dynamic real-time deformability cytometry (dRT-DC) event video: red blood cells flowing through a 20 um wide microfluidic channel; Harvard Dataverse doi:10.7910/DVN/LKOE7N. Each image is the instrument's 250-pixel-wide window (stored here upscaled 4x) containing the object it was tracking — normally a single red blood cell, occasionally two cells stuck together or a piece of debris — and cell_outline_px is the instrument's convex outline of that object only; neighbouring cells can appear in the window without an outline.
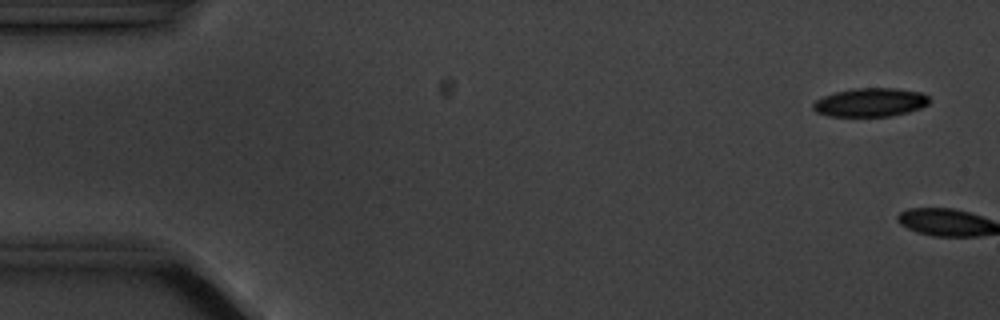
{"species": "common noctule bat (a hibernating species)", "species_latin": "Nyctalus noctula", "temperature_condition": "cold", "stored_images_in_passage": 6, "camera_frame_rate_fps": 3000, "um_per_image_px": 0.085, "animal": {"sex": "male", "body_mass_g": 20.1, "forearm_length_mm": 53.5}, "frame": {"image": 1, "passage_image": 1, "time_ms": 0.0, "image_size_px": [1000, 320], "cell_outline_px": [[928, 104], [920, 108], [908, 112], [892, 116], [828, 116], [816, 112], [812, 108], [812, 104], [816, 100], [824, 96], [836, 92], [852, 88], [896, 88], [920, 92], [928, 96]], "centroid_in_image_um": [73.96, 8.7], "position_along_channel_um": 11.0, "area_um2": 19.36}}
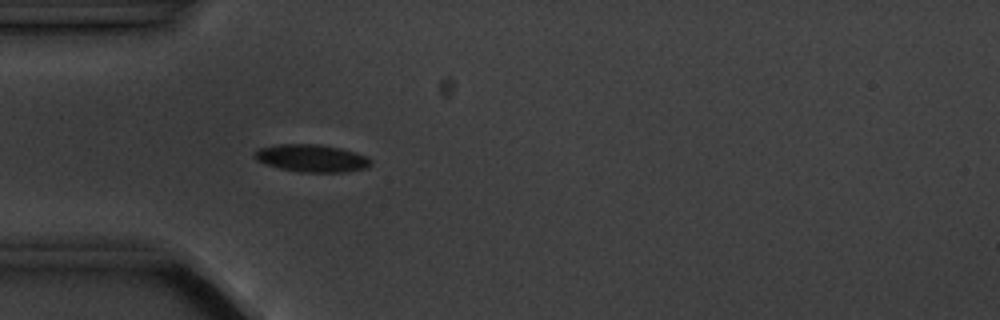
{"frame": {"image": 2, "passage_image": 6, "time_ms": 5.667, "image_size_px": [1000, 320], "cell_outline_px": [[372, 164], [368, 168], [344, 172], [300, 172], [280, 168], [264, 164], [256, 160], [252, 156], [252, 152], [260, 148], [276, 144], [320, 144], [340, 148], [356, 152], [368, 156], [372, 160]], "centroid_in_image_um": [26.49, 13.44], "position_along_channel_um": 58.5, "area_um2": 18.96}}